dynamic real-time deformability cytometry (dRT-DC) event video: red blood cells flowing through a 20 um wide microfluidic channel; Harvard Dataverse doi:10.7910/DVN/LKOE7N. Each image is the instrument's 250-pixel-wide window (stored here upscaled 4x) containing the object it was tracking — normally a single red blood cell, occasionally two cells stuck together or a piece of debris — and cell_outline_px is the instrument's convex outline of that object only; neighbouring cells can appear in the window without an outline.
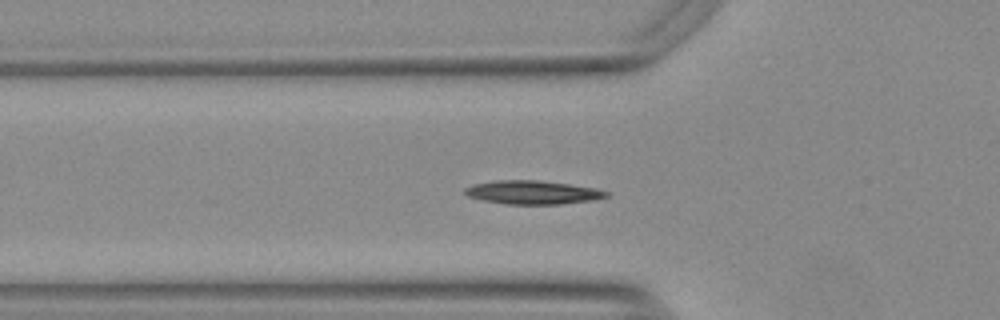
{"species": "Egyptian fruit bat (a non-hibernating species)", "species_latin": "Rousettus aegyptiacus", "temperature_condition": "warm", "stored_images_in_passage": 23, "camera_frame_rate_fps": 3000, "um_per_image_px": 0.085, "animal": {"sex": "female"}, "frame": {"image": 1, "passage_image": 10, "time_ms": 3.0, "image_size_px": [1000, 320], "cell_outline_px": [[608, 196], [592, 200], [560, 204], [508, 204], [484, 200], [468, 196], [464, 192], [464, 188], [472, 184], [496, 180], [536, 180], [568, 184], [596, 188], [608, 192]], "centroid_in_image_um": [45.25, 16.34], "position_along_channel_um": 80.6, "area_um2": 19.25}}
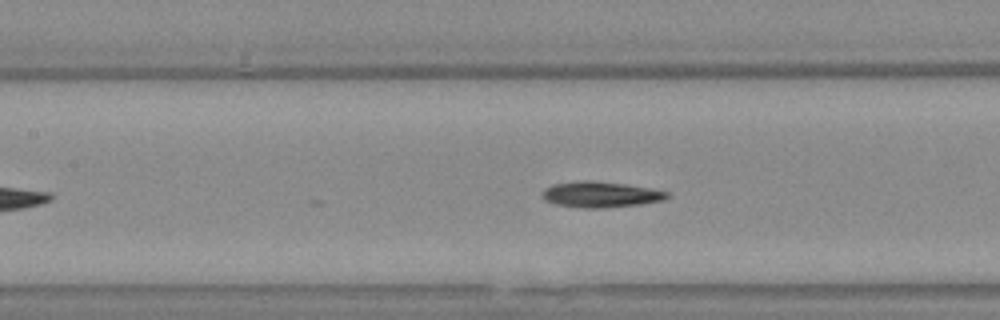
{"frame": {"image": 2, "passage_image": 16, "time_ms": 5.0, "image_size_px": [1000, 320], "cell_outline_px": [[668, 196], [664, 200], [640, 204], [604, 208], [580, 208], [556, 204], [544, 200], [540, 196], [540, 192], [544, 188], [552, 184], [584, 180], [588, 180], [624, 184], [648, 188], [668, 192]], "centroid_in_image_um": [50.97, 16.53], "position_along_channel_um": 156.4, "area_um2": 18.79}}
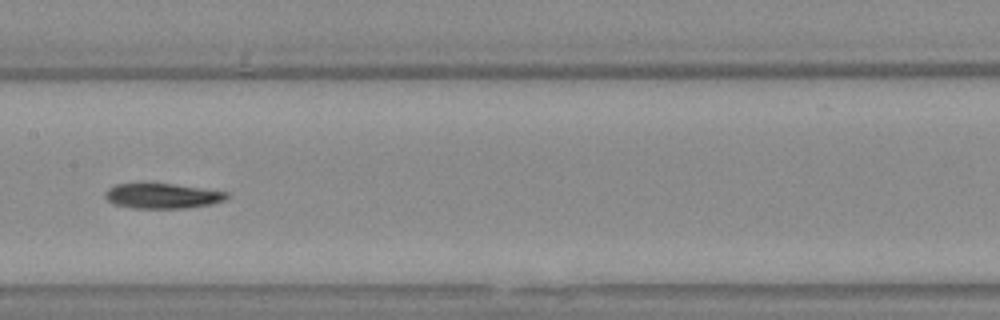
{"frame": {"image": 3, "passage_image": 19, "time_ms": 6.0, "image_size_px": [1000, 320], "cell_outline_px": [[228, 196], [224, 200], [212, 204], [188, 208], [132, 208], [112, 204], [104, 196], [104, 192], [108, 188], [116, 184], [172, 184], [228, 192]], "centroid_in_image_um": [13.77, 16.66], "position_along_channel_um": 193.6, "area_um2": 17.69}}